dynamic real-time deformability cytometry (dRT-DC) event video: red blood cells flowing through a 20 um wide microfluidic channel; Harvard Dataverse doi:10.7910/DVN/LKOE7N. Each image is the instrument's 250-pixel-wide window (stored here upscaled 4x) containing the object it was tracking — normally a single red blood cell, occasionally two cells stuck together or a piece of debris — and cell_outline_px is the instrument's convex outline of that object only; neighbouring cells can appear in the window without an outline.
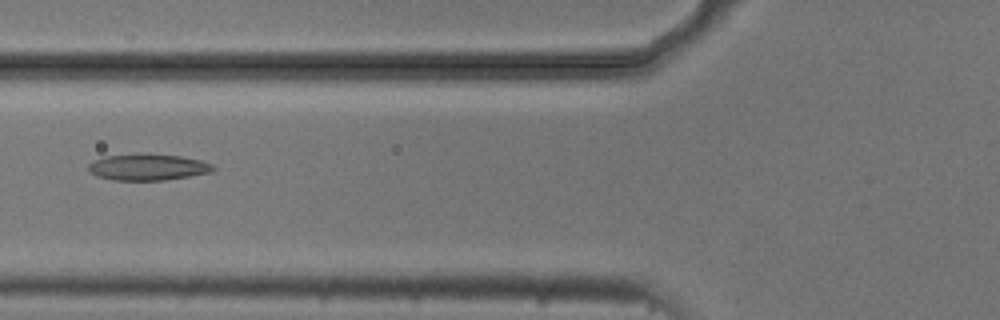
{"species": "common noctule bat (a hibernating species)", "species_latin": "Nyctalus noctula", "temperature_condition": "cold", "stored_images_in_passage": 6, "camera_frame_rate_fps": 3000, "um_per_image_px": 0.085, "animal": {"sex": "male", "body_mass_g": 20.5, "forearm_length_mm": 52.5}, "frame": {"image": 1, "passage_image": 6, "time_ms": 1.667, "image_size_px": [1000, 320], "cell_outline_px": [[216, 168], [212, 172], [164, 180], [112, 180], [96, 176], [88, 172], [88, 164], [92, 160], [104, 156], [180, 156], [200, 160], [212, 164]], "centroid_in_image_um": [12.53, 14.25], "position_along_channel_um": 113.3, "area_um2": 18.5}}